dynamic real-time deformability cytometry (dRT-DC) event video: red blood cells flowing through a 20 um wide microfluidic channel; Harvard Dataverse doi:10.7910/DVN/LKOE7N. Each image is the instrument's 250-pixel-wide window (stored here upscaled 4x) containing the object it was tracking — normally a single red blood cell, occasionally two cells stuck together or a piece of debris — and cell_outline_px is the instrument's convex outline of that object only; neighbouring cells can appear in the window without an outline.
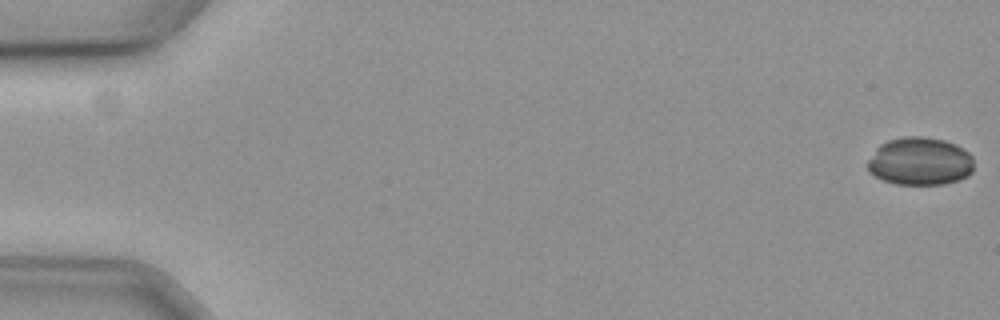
{"species": "common noctule bat (a hibernating species)", "species_latin": "Nyctalus noctula", "temperature_condition": "cold", "stored_images_in_passage": 59, "camera_frame_rate_fps": 3000, "um_per_image_px": 0.085, "animal": {"sex": "female", "body_mass_g": 19.3, "forearm_length_mm": 54.1}, "frame": {"image": 1, "passage_image": 1, "time_ms": 0.0, "image_size_px": [1000, 320], "cell_outline_px": [[972, 172], [968, 176], [960, 180], [944, 184], [896, 184], [880, 180], [872, 176], [868, 172], [868, 160], [876, 148], [880, 144], [888, 140], [904, 136], [924, 136], [944, 140], [956, 144], [968, 152], [972, 156]], "centroid_in_image_um": [78.17, 13.72], "position_along_channel_um": 6.8, "area_um2": 30.06}}
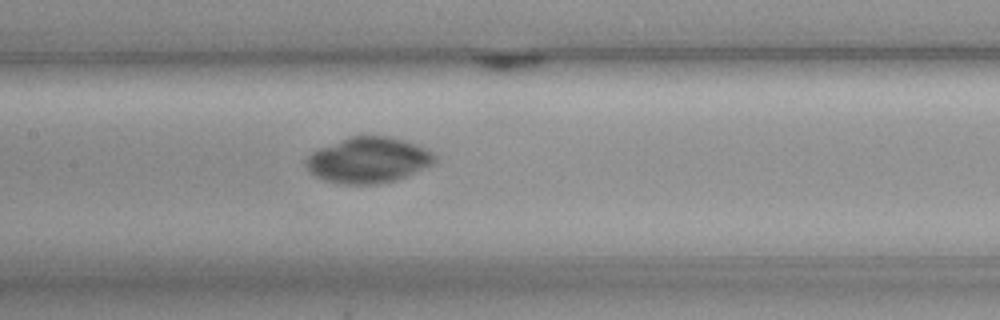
{"frame": {"image": 2, "passage_image": 29, "time_ms": 9.333, "image_size_px": [1000, 320], "cell_outline_px": [[436, 160], [432, 164], [396, 180], [376, 184], [340, 184], [324, 180], [316, 176], [304, 164], [304, 160], [312, 152], [320, 148], [348, 136], [388, 136], [404, 140], [416, 144], [432, 152], [436, 156]], "centroid_in_image_um": [31.28, 13.6], "position_along_channel_um": 176.1, "area_um2": 34.1}}
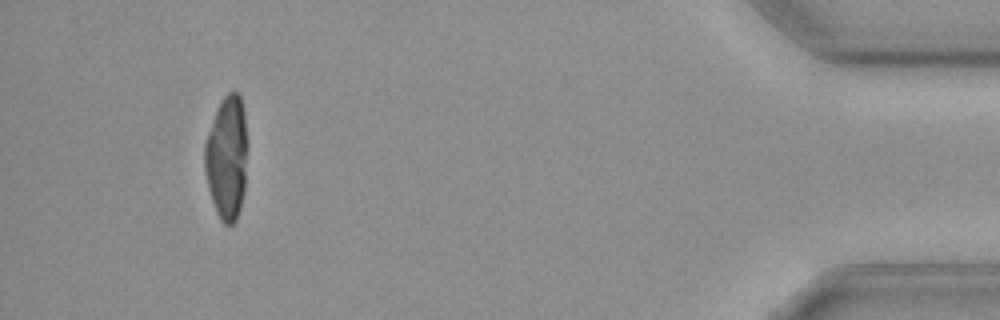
{"frame": {"image": 3, "passage_image": 55, "time_ms": 18.0, "image_size_px": [1000, 320], "cell_outline_px": [[248, 144], [244, 192], [240, 208], [236, 220], [232, 224], [224, 224], [220, 220], [216, 212], [208, 188], [204, 172], [204, 144], [216, 108], [220, 100], [228, 92], [240, 92], [244, 112]], "centroid_in_image_um": [19.29, 13.37], "position_along_channel_um": 415.9, "area_um2": 31.5}}